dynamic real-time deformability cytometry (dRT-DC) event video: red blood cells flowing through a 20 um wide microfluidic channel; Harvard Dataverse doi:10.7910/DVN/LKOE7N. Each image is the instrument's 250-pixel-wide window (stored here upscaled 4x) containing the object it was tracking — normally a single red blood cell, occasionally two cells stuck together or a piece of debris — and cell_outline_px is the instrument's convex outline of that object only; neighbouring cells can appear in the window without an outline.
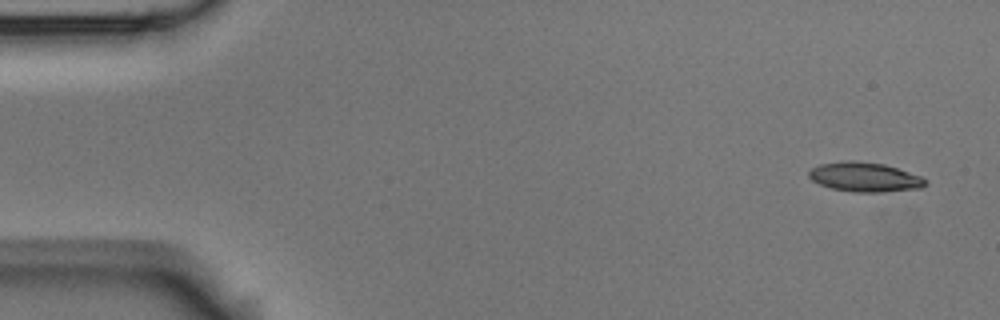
{"species": "Egyptian fruit bat (a non-hibernating species)", "species_latin": "Rousettus aegyptiacus", "temperature_condition": "room temperature", "stored_images_in_passage": 5, "camera_frame_rate_fps": 3000, "um_per_image_px": 0.085, "animal": {"sex": "male"}, "frame": {"image": 1, "passage_image": 1, "time_ms": 0.0, "image_size_px": [1000, 320], "cell_outline_px": [[928, 184], [920, 188], [880, 192], [852, 192], [832, 188], [820, 184], [812, 180], [808, 176], [808, 172], [812, 168], [820, 164], [844, 160], [852, 160], [884, 164], [920, 176], [928, 180]], "centroid_in_image_um": [73.49, 15.05], "position_along_channel_um": 11.5, "area_um2": 19.94}}
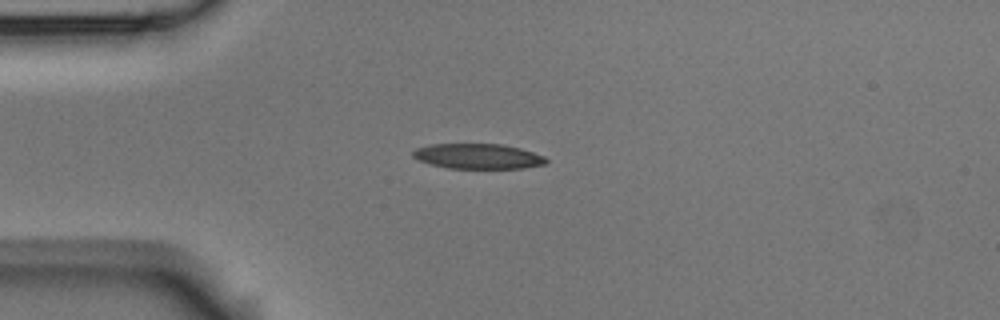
{"frame": {"image": 2, "passage_image": 4, "time_ms": 1.0, "image_size_px": [1000, 320], "cell_outline_px": [[548, 160], [544, 164], [524, 168], [448, 168], [432, 164], [420, 160], [412, 156], [412, 152], [416, 148], [432, 144], [504, 144], [520, 148], [544, 156]], "centroid_in_image_um": [40.64, 13.27], "position_along_channel_um": 44.4, "area_um2": 19.36}}